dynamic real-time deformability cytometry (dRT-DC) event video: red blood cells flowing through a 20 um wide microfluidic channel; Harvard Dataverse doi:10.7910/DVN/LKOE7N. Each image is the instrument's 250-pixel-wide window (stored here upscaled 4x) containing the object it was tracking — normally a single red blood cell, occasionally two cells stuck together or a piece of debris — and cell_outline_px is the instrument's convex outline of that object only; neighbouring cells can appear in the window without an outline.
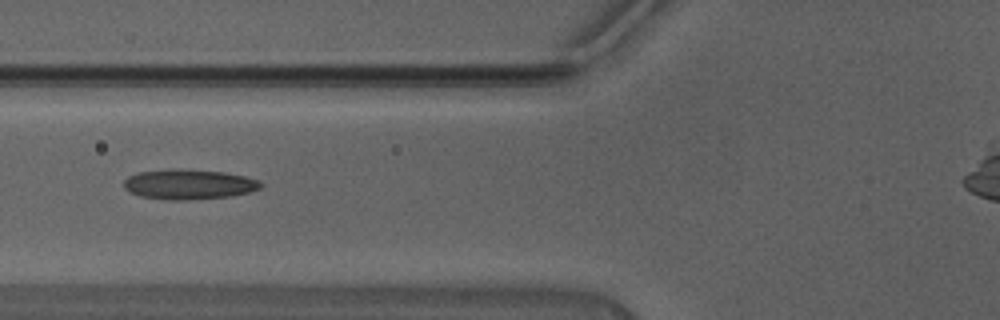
{"species": "Egyptian fruit bat (a non-hibernating species)", "species_latin": "Rousettus aegyptiacus", "temperature_condition": "warm", "stored_images_in_passage": 44, "camera_frame_rate_fps": 3000, "um_per_image_px": 0.085, "animal": {"sex": "male"}, "frame": {"image": 1, "passage_image": 19, "time_ms": 6.0, "image_size_px": [1000, 320], "cell_outline_px": [[264, 184], [260, 188], [248, 192], [232, 196], [188, 200], [164, 200], [140, 196], [124, 188], [124, 180], [128, 176], [140, 172], [172, 168], [180, 168], [224, 172], [244, 176], [260, 180]], "centroid_in_image_um": [16.06, 15.66], "position_along_channel_um": 109.7, "area_um2": 24.16}}
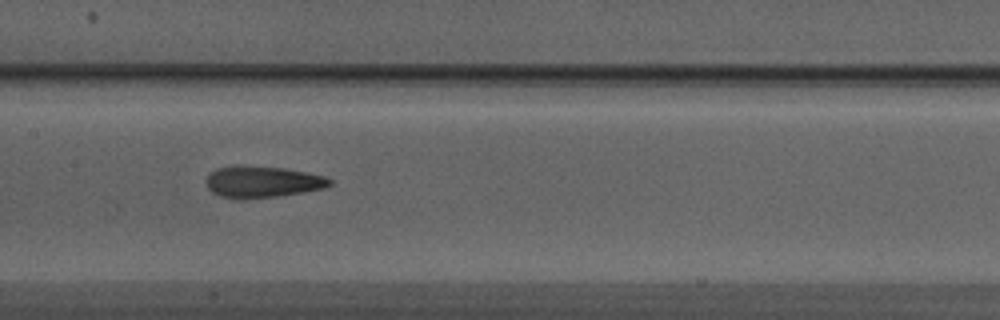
{"frame": {"image": 2, "passage_image": 24, "time_ms": 7.667, "image_size_px": [1000, 320], "cell_outline_px": [[332, 184], [324, 188], [304, 192], [276, 196], [240, 200], [220, 196], [212, 192], [208, 188], [204, 180], [208, 172], [216, 168], [236, 164], [240, 164], [284, 168], [324, 176], [332, 180]], "centroid_in_image_um": [22.22, 15.44], "position_along_channel_um": 185.2, "area_um2": 23.18}}
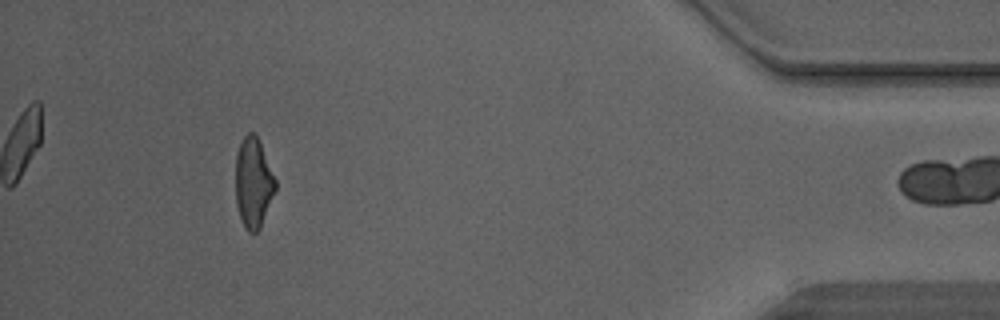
{"frame": {"image": 3, "passage_image": 43, "time_ms": 14.0, "image_size_px": [1000, 320], "cell_outline_px": [[276, 188], [260, 228], [256, 232], [248, 232], [244, 228], [236, 204], [236, 156], [240, 144], [244, 136], [248, 132], [252, 132], [256, 136], [260, 144], [276, 180]], "centroid_in_image_um": [21.52, 15.56], "position_along_channel_um": 413.7, "area_um2": 20.52}, "authors_computed_cell_mechanics": {"area_um2": 21.9929, "velocity_mm_per_s": 4.5184, "shape_relaxation_time_tau1_ms": 9.6963, "shape_relaxation_time_tau2_ms": 2.2893, "deformation_change_tau1": 0.2639, "deformation_change_tau2": 0.1256}}